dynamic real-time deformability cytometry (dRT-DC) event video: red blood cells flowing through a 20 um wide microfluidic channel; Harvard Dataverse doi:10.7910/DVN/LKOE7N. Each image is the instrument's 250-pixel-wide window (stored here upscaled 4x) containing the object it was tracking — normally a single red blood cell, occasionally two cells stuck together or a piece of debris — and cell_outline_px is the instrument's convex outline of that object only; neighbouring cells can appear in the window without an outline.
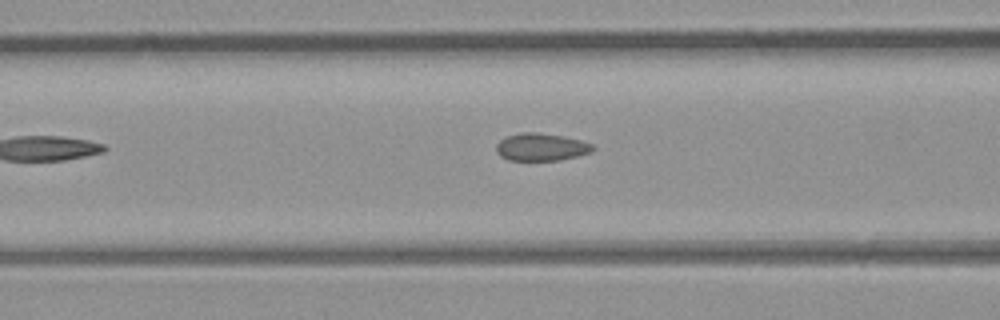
{"species": "common noctule bat (a hibernating species)", "species_latin": "Nyctalus noctula", "temperature_condition": "room temperature", "stored_images_in_passage": 5, "camera_frame_rate_fps": 3000, "um_per_image_px": 0.085, "animal": {"sex": "male", "body_mass_g": 23.1, "forearm_length_mm": 52.7}, "frame": {"image": 1, "passage_image": 5, "time_ms": 1.333, "image_size_px": [1000, 320], "cell_outline_px": [[596, 148], [592, 152], [560, 160], [508, 160], [500, 156], [496, 152], [496, 144], [500, 140], [508, 136], [520, 132], [536, 132], [564, 136], [580, 140], [592, 144]], "centroid_in_image_um": [46.0, 12.49], "position_along_channel_um": 120.6, "area_um2": 15.55}}